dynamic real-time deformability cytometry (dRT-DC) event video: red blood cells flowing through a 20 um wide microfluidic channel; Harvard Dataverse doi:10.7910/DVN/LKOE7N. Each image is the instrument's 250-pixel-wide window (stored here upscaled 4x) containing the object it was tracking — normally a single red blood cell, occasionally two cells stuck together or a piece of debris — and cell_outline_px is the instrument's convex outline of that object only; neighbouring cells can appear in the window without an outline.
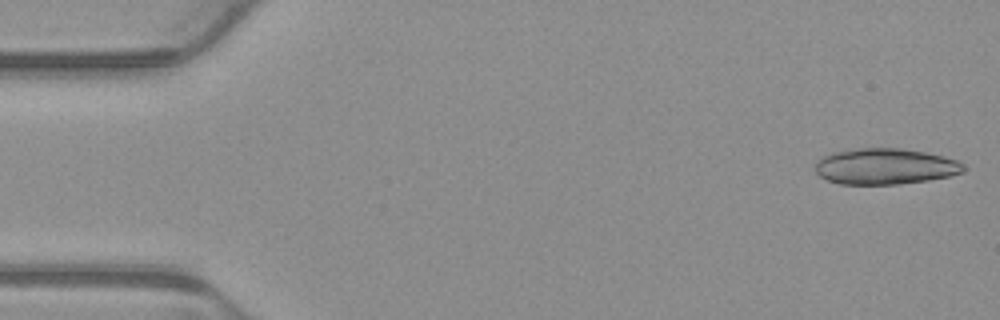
{"species": "common noctule bat (a hibernating species)", "species_latin": "Nyctalus noctula", "temperature_condition": "warm", "stored_images_in_passage": 7, "camera_frame_rate_fps": 3000, "um_per_image_px": 0.085, "animal": {"sex": "male", "body_mass_g": 23.1, "forearm_length_mm": 52.7}, "frame": {"image": 1, "passage_image": 1, "time_ms": 0.0, "image_size_px": [1000, 320], "cell_outline_px": [[968, 168], [964, 172], [948, 176], [928, 180], [896, 184], [840, 184], [828, 180], [820, 176], [816, 172], [816, 164], [824, 156], [836, 152], [860, 148], [900, 148], [924, 152], [944, 156], [956, 160], [964, 164]], "centroid_in_image_um": [75.29, 14.15], "position_along_channel_um": 9.7, "area_um2": 30.87}}
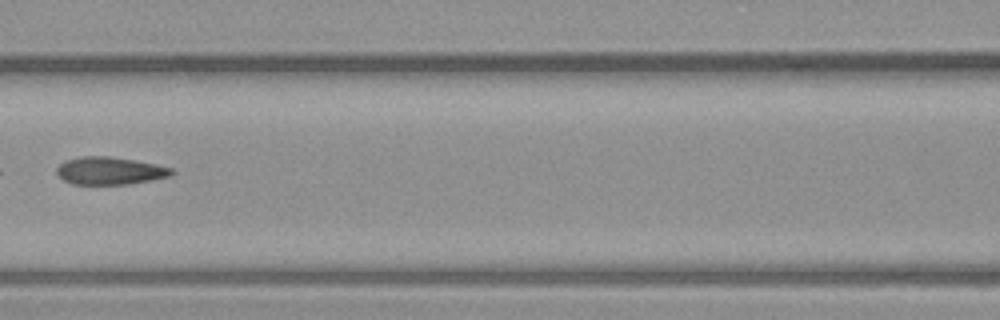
{"frame": {"image": 2, "passage_image": 7, "time_ms": 2.0, "image_size_px": [1000, 320], "cell_outline_px": [[176, 172], [168, 176], [152, 180], [128, 184], [72, 184], [64, 180], [56, 172], [56, 168], [64, 160], [80, 156], [108, 156], [136, 160], [156, 164], [172, 168]], "centroid_in_image_um": [9.33, 14.51], "position_along_channel_um": 157.3, "area_um2": 18.55}}